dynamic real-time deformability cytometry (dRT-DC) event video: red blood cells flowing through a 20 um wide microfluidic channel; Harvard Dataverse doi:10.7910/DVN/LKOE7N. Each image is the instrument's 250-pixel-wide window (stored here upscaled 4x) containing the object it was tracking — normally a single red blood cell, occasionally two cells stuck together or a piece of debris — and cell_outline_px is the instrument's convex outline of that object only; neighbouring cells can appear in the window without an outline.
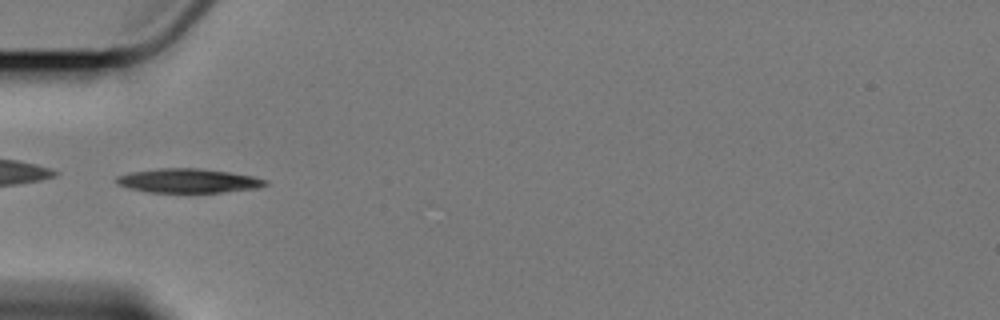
{"species": "Egyptian fruit bat (a non-hibernating species)", "species_latin": "Rousettus aegyptiacus", "temperature_condition": "cold", "stored_images_in_passage": 40, "camera_frame_rate_fps": 3000, "um_per_image_px": 0.085, "animal": {"sex": "female"}, "frame": {"image": 1, "passage_image": 1, "time_ms": 0.0, "image_size_px": [1000, 320], "cell_outline_px": [[268, 184], [260, 188], [220, 192], [148, 192], [128, 188], [116, 184], [116, 176], [132, 172], [160, 168], [200, 168], [228, 172], [252, 176], [268, 180]], "centroid_in_image_um": [16.01, 15.36], "position_along_channel_um": 69.0, "area_um2": 20.92}}
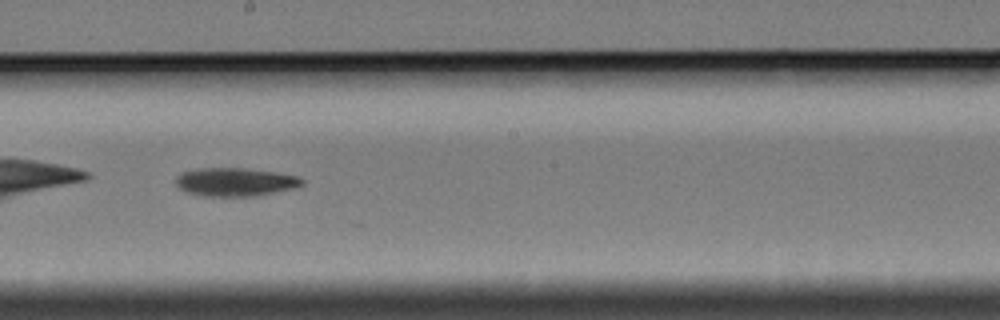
{"frame": {"image": 2, "passage_image": 15, "time_ms": 4.667, "image_size_px": [1000, 320], "cell_outline_px": [[304, 184], [296, 188], [256, 196], [204, 196], [188, 192], [180, 188], [176, 184], [176, 180], [184, 172], [200, 168], [244, 168], [272, 172], [296, 176], [304, 180]], "centroid_in_image_um": [20.04, 15.48], "position_along_channel_um": 228.2, "area_um2": 20.58}}
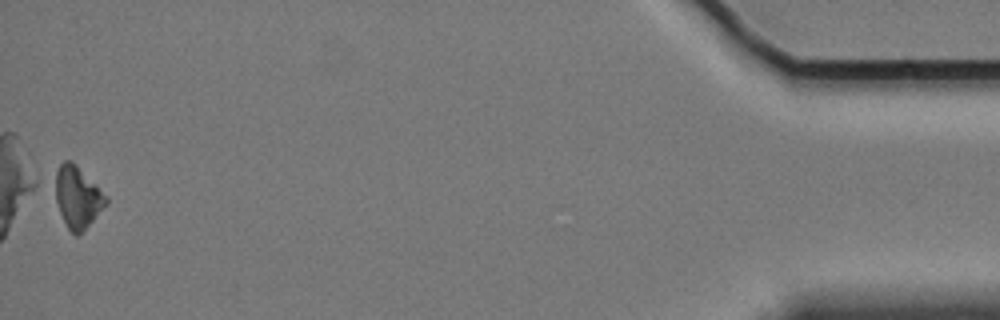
{"frame": {"image": 3, "passage_image": 40, "time_ms": 13.0, "image_size_px": [1000, 320], "cell_outline_px": [[108, 204], [76, 236], [68, 228], [60, 212], [48, 184], [48, 180], [60, 164], [64, 160], [72, 160], [108, 196]], "centroid_in_image_um": [6.49, 16.65], "position_along_channel_um": 428.7, "area_um2": 19.02}, "authors_computed_cell_mechanics": {"area_um2": 19.8543, "velocity_mm_per_s": 3.4073, "shape_relaxation_time_tau1_ms": 4.1622, "shape_relaxation_time_tau2_ms": null, "deformation_change_tau1": 0.1038, "deformation_change_tau2": null}}